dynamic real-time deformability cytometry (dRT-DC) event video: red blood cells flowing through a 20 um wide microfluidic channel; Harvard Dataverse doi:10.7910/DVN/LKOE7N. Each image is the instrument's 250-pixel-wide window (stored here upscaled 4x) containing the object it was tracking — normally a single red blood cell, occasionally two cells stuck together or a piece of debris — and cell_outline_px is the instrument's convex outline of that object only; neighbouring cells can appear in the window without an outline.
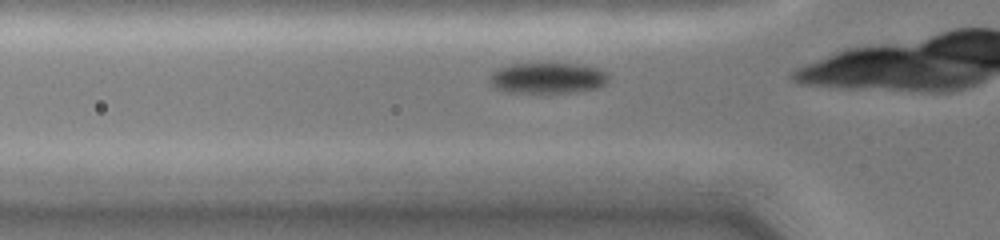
{"species": "common noctule bat (a hibernating species)", "species_latin": "Nyctalus noctula", "temperature_condition": "cold", "stored_images_in_passage": 26, "camera_frame_rate_fps": 3000, "um_per_image_px": 0.085, "animal": {"sex": "female", "body_mass_g": 19.0, "forearm_length_mm": 51.5}, "frame": {"image": 1, "passage_image": 3, "time_ms": 0.667, "image_size_px": [1000, 240], "cell_outline_px": [[608, 80], [604, 84], [596, 88], [572, 92], [508, 92], [492, 88], [492, 72], [508, 64], [580, 64], [596, 68], [608, 72]], "centroid_in_image_um": [46.56, 6.63], "position_along_channel_um": 79.2, "area_um2": 21.04}}
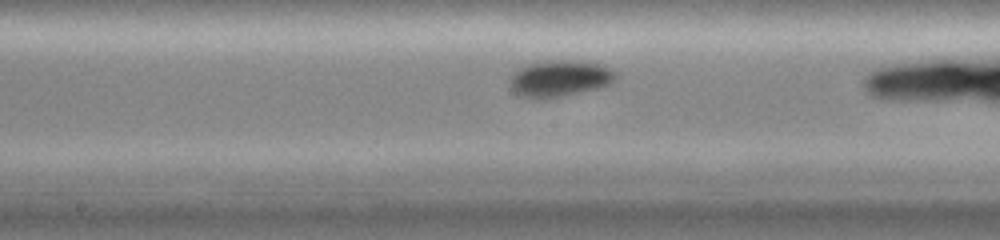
{"frame": {"image": 2, "passage_image": 12, "time_ms": 3.667, "image_size_px": [1000, 240], "cell_outline_px": [[616, 76], [608, 84], [596, 88], [564, 96], [540, 100], [536, 100], [520, 96], [512, 92], [508, 88], [508, 80], [520, 68], [528, 64], [544, 60], [576, 60], [604, 64], [612, 68], [616, 72]], "centroid_in_image_um": [47.52, 6.67], "position_along_channel_um": 200.7, "area_um2": 22.95}}
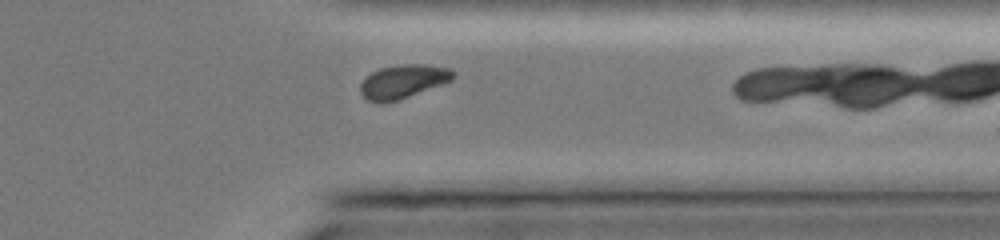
{"frame": {"image": 3, "passage_image": 25, "time_ms": 8.0, "image_size_px": [1000, 240], "cell_outline_px": [[456, 76], [452, 80], [408, 96], [396, 100], [380, 104], [368, 100], [360, 92], [360, 84], [372, 72], [380, 68], [400, 64], [420, 64], [448, 68], [456, 72]], "centroid_in_image_um": [34.25, 6.92], "position_along_channel_um": 377.1, "area_um2": 17.92}}